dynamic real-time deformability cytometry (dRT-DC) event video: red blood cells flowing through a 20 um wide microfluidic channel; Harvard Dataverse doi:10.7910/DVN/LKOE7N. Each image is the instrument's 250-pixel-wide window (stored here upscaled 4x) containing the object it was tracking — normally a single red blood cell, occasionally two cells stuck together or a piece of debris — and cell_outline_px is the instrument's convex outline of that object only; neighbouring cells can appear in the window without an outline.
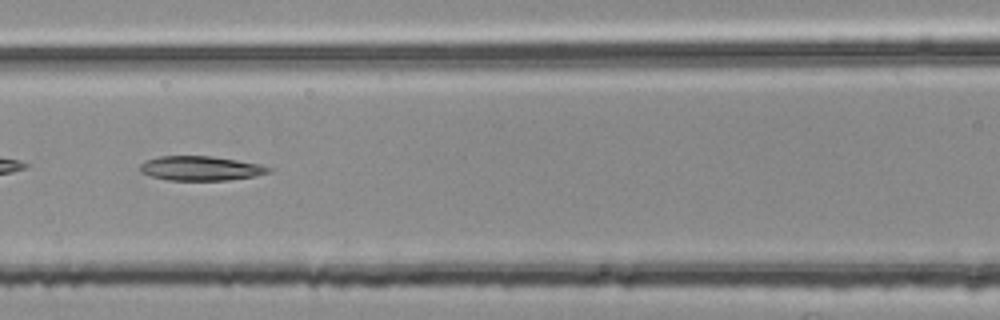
{"species": "common noctule bat (a hibernating species)", "species_latin": "Nyctalus noctula", "temperature_condition": "room temperature", "stored_images_in_passage": 53, "camera_frame_rate_fps": 3000, "um_per_image_px": 0.085, "animal": {"sex": "female", "body_mass_g": 25.1}, "frame": {"image": 1, "passage_image": 23, "time_ms": 7.333, "image_size_px": [1000, 320], "cell_outline_px": [[272, 172], [252, 176], [228, 180], [168, 180], [152, 176], [140, 172], [140, 164], [144, 160], [160, 156], [212, 156], [260, 164], [272, 168]], "centroid_in_image_um": [17.04, 14.3], "position_along_channel_um": 149.6, "area_um2": 18.26}}